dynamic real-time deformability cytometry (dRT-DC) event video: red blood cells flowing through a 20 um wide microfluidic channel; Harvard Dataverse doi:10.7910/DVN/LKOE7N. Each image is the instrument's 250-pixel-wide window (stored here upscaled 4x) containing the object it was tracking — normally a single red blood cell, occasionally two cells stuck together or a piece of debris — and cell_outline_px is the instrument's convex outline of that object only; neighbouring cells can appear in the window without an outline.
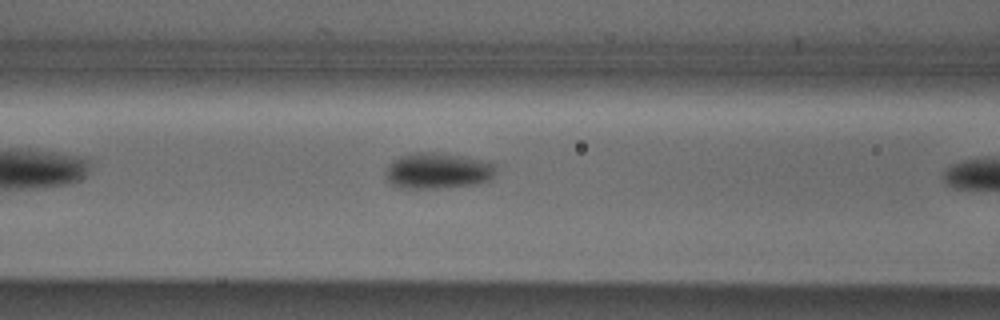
{"species": "Egyptian fruit bat (a non-hibernating species)", "species_latin": "Rousettus aegyptiacus", "temperature_condition": "cold", "stored_images_in_passage": 6, "camera_frame_rate_fps": 3000, "um_per_image_px": 0.085, "animal": {"sex": "male"}, "frame": {"image": 1, "passage_image": 5, "time_ms": 1.333, "image_size_px": [1000, 320], "cell_outline_px": [[496, 172], [488, 180], [472, 184], [436, 188], [400, 188], [392, 184], [388, 180], [388, 164], [392, 160], [400, 156], [412, 152], [436, 152], [460, 156], [480, 160], [496, 164]], "centroid_in_image_um": [37.19, 14.5], "position_along_channel_um": 129.4, "area_um2": 22.72}}